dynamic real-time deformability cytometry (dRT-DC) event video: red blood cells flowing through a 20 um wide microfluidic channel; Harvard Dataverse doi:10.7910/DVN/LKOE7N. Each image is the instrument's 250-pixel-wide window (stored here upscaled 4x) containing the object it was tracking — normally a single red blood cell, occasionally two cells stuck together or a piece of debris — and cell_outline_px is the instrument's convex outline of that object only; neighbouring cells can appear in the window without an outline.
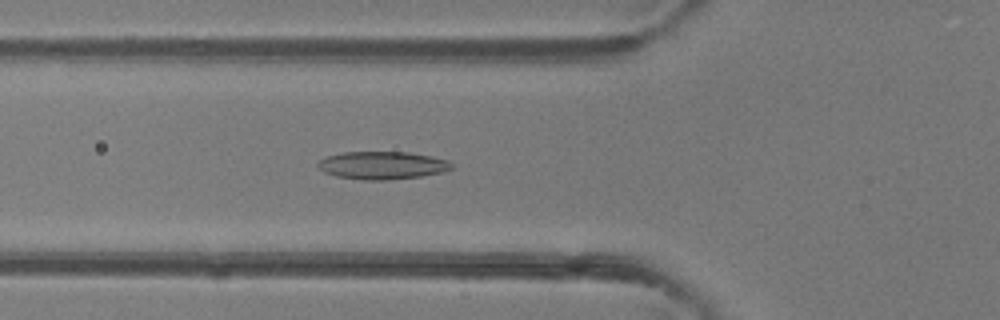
{"species": "common noctule bat (a hibernating species)", "species_latin": "Nyctalus noctula", "temperature_condition": "room temperature", "stored_images_in_passage": 46, "camera_frame_rate_fps": 3000, "um_per_image_px": 0.085, "animal": {"sex": "female"}, "frame": {"image": 1, "passage_image": 16, "time_ms": 5.0, "image_size_px": [1000, 320], "cell_outline_px": [[452, 168], [444, 172], [420, 176], [388, 180], [364, 180], [336, 176], [324, 172], [316, 164], [320, 160], [328, 156], [344, 152], [408, 152], [432, 156], [448, 160], [452, 164]], "centroid_in_image_um": [32.51, 14.05], "position_along_channel_um": 93.3, "area_um2": 21.62}}
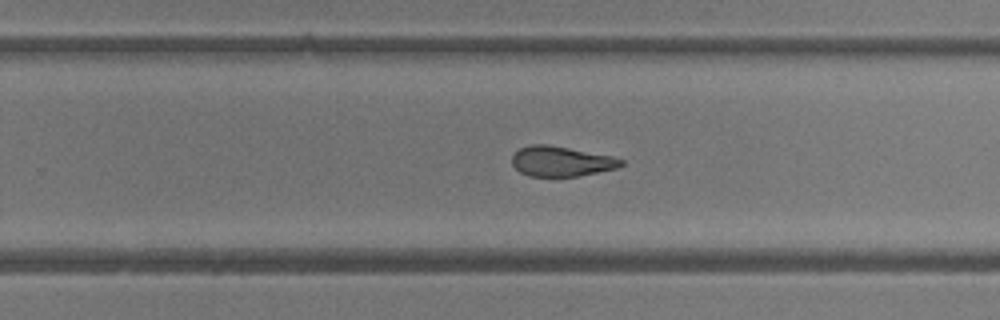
{"frame": {"image": 2, "passage_image": 29, "time_ms": 9.333, "image_size_px": [1000, 320], "cell_outline_px": [[624, 164], [616, 168], [576, 176], [528, 176], [520, 172], [512, 164], [512, 156], [520, 148], [532, 144], [548, 144], [612, 156], [624, 160]], "centroid_in_image_um": [47.69, 13.7], "position_along_channel_um": 282.1, "area_um2": 18.96}}
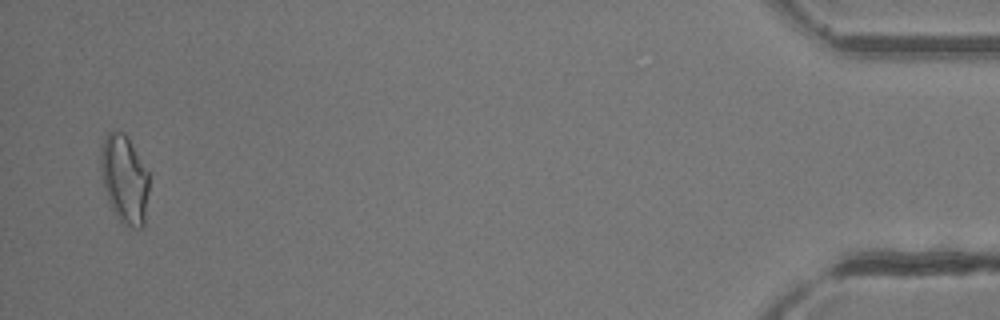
{"frame": {"image": 3, "passage_image": 45, "time_ms": 14.667, "image_size_px": [1000, 320], "cell_outline_px": [[148, 192], [144, 228], [132, 228], [120, 224], [108, 200], [104, 188], [100, 168], [100, 148], [104, 136], [108, 132], [124, 132], [128, 136], [148, 172]], "centroid_in_image_um": [10.57, 15.25], "position_along_channel_um": 424.6, "area_um2": 25.2}, "authors_computed_cell_mechanics": {"area_um2": 21.386, "velocity_mm_per_s": 4.3434, "shape_relaxation_time_tau1_ms": null, "shape_relaxation_time_tau2_ms": 2.8798, "deformation_change_tau1": null, "deformation_change_tau2": 0.1127}}